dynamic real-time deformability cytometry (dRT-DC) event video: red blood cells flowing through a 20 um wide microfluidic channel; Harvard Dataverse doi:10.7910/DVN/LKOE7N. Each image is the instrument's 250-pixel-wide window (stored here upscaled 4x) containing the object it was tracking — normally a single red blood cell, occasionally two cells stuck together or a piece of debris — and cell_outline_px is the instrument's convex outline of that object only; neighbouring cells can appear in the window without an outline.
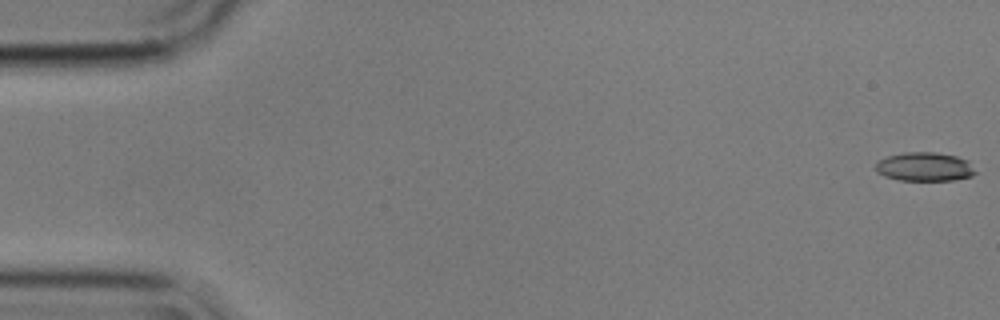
{"species": "common noctule bat (a hibernating species)", "species_latin": "Nyctalus noctula", "temperature_condition": "cold", "stored_images_in_passage": 9, "camera_frame_rate_fps": 3000, "um_per_image_px": 0.085, "animal": {"sex": "male", "body_mass_g": 17.9}, "frame": {"image": 1, "passage_image": 1, "time_ms": 0.0, "image_size_px": [1000, 320], "cell_outline_px": [[976, 172], [972, 176], [952, 180], [900, 180], [884, 176], [876, 172], [876, 164], [880, 160], [888, 156], [904, 152], [936, 152], [956, 156], [968, 160]], "centroid_in_image_um": [78.6, 14.17], "position_along_channel_um": 6.4, "area_um2": 16.7}}